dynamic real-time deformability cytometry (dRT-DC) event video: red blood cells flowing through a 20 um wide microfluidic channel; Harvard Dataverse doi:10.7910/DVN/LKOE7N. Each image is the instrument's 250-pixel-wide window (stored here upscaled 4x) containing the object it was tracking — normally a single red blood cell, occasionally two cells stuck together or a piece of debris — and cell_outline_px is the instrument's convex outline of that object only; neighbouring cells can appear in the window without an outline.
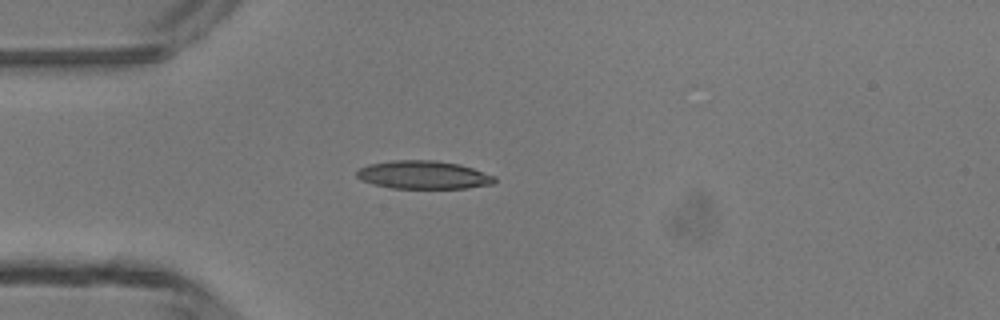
{"species": "common noctule bat (a hibernating species)", "species_latin": "Nyctalus noctula", "temperature_condition": "room temperature", "stored_images_in_passage": 3, "camera_frame_rate_fps": 3000, "um_per_image_px": 0.085, "animal": {"sex": "male", "body_mass_g": 13.3}, "frame": {"image": 1, "passage_image": 3, "time_ms": 3.0, "image_size_px": [1000, 320], "cell_outline_px": [[496, 180], [492, 184], [468, 188], [392, 188], [372, 184], [360, 180], [356, 176], [356, 172], [360, 168], [368, 164], [392, 160], [436, 160], [460, 164], [496, 176]], "centroid_in_image_um": [35.98, 14.86], "position_along_channel_um": 49.0, "area_um2": 22.77}}